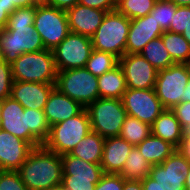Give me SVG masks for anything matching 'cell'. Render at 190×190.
Segmentation results:
<instances>
[{"label": "cell", "instance_id": "obj_1", "mask_svg": "<svg viewBox=\"0 0 190 190\" xmlns=\"http://www.w3.org/2000/svg\"><path fill=\"white\" fill-rule=\"evenodd\" d=\"M0 129L25 140L33 148L47 139L50 125L44 110L24 109L12 97L0 100Z\"/></svg>", "mask_w": 190, "mask_h": 190}, {"label": "cell", "instance_id": "obj_2", "mask_svg": "<svg viewBox=\"0 0 190 190\" xmlns=\"http://www.w3.org/2000/svg\"><path fill=\"white\" fill-rule=\"evenodd\" d=\"M18 172L28 190H45L62 184V159L43 145L34 147Z\"/></svg>", "mask_w": 190, "mask_h": 190}, {"label": "cell", "instance_id": "obj_3", "mask_svg": "<svg viewBox=\"0 0 190 190\" xmlns=\"http://www.w3.org/2000/svg\"><path fill=\"white\" fill-rule=\"evenodd\" d=\"M13 81L56 84L57 68L52 50L23 53L11 64Z\"/></svg>", "mask_w": 190, "mask_h": 190}, {"label": "cell", "instance_id": "obj_4", "mask_svg": "<svg viewBox=\"0 0 190 190\" xmlns=\"http://www.w3.org/2000/svg\"><path fill=\"white\" fill-rule=\"evenodd\" d=\"M91 131L89 114L84 108L78 115L50 126L43 146L60 156L70 151Z\"/></svg>", "mask_w": 190, "mask_h": 190}, {"label": "cell", "instance_id": "obj_5", "mask_svg": "<svg viewBox=\"0 0 190 190\" xmlns=\"http://www.w3.org/2000/svg\"><path fill=\"white\" fill-rule=\"evenodd\" d=\"M130 21L116 10L107 12L91 38L93 49L111 53L120 59L125 55Z\"/></svg>", "mask_w": 190, "mask_h": 190}, {"label": "cell", "instance_id": "obj_6", "mask_svg": "<svg viewBox=\"0 0 190 190\" xmlns=\"http://www.w3.org/2000/svg\"><path fill=\"white\" fill-rule=\"evenodd\" d=\"M41 36L34 25L6 26L0 30V58L12 64L23 53L44 50Z\"/></svg>", "mask_w": 190, "mask_h": 190}, {"label": "cell", "instance_id": "obj_7", "mask_svg": "<svg viewBox=\"0 0 190 190\" xmlns=\"http://www.w3.org/2000/svg\"><path fill=\"white\" fill-rule=\"evenodd\" d=\"M86 110L89 114L91 130L103 138L119 136L127 116L121 99L98 98Z\"/></svg>", "mask_w": 190, "mask_h": 190}, {"label": "cell", "instance_id": "obj_8", "mask_svg": "<svg viewBox=\"0 0 190 190\" xmlns=\"http://www.w3.org/2000/svg\"><path fill=\"white\" fill-rule=\"evenodd\" d=\"M55 87L84 108L99 98L98 78L85 67L58 71Z\"/></svg>", "mask_w": 190, "mask_h": 190}, {"label": "cell", "instance_id": "obj_9", "mask_svg": "<svg viewBox=\"0 0 190 190\" xmlns=\"http://www.w3.org/2000/svg\"><path fill=\"white\" fill-rule=\"evenodd\" d=\"M33 25L47 50L53 51L70 33L66 11L41 2L36 5Z\"/></svg>", "mask_w": 190, "mask_h": 190}, {"label": "cell", "instance_id": "obj_10", "mask_svg": "<svg viewBox=\"0 0 190 190\" xmlns=\"http://www.w3.org/2000/svg\"><path fill=\"white\" fill-rule=\"evenodd\" d=\"M190 78V64H174L158 70L155 93L165 109H172L182 102Z\"/></svg>", "mask_w": 190, "mask_h": 190}, {"label": "cell", "instance_id": "obj_11", "mask_svg": "<svg viewBox=\"0 0 190 190\" xmlns=\"http://www.w3.org/2000/svg\"><path fill=\"white\" fill-rule=\"evenodd\" d=\"M92 50L90 37L70 32L53 50L57 71L85 67Z\"/></svg>", "mask_w": 190, "mask_h": 190}, {"label": "cell", "instance_id": "obj_12", "mask_svg": "<svg viewBox=\"0 0 190 190\" xmlns=\"http://www.w3.org/2000/svg\"><path fill=\"white\" fill-rule=\"evenodd\" d=\"M189 170L190 161L176 149L161 164L152 165L149 176L161 190H186L185 177Z\"/></svg>", "mask_w": 190, "mask_h": 190}, {"label": "cell", "instance_id": "obj_13", "mask_svg": "<svg viewBox=\"0 0 190 190\" xmlns=\"http://www.w3.org/2000/svg\"><path fill=\"white\" fill-rule=\"evenodd\" d=\"M121 100L128 116L150 126L165 110L154 89H127Z\"/></svg>", "mask_w": 190, "mask_h": 190}, {"label": "cell", "instance_id": "obj_14", "mask_svg": "<svg viewBox=\"0 0 190 190\" xmlns=\"http://www.w3.org/2000/svg\"><path fill=\"white\" fill-rule=\"evenodd\" d=\"M127 89H154L158 71L141 55L125 54L119 59Z\"/></svg>", "mask_w": 190, "mask_h": 190}, {"label": "cell", "instance_id": "obj_15", "mask_svg": "<svg viewBox=\"0 0 190 190\" xmlns=\"http://www.w3.org/2000/svg\"><path fill=\"white\" fill-rule=\"evenodd\" d=\"M163 33L164 31L150 14L131 19L125 54H140L151 40L160 37Z\"/></svg>", "mask_w": 190, "mask_h": 190}, {"label": "cell", "instance_id": "obj_16", "mask_svg": "<svg viewBox=\"0 0 190 190\" xmlns=\"http://www.w3.org/2000/svg\"><path fill=\"white\" fill-rule=\"evenodd\" d=\"M32 149L25 140L0 129V170L18 171Z\"/></svg>", "mask_w": 190, "mask_h": 190}, {"label": "cell", "instance_id": "obj_17", "mask_svg": "<svg viewBox=\"0 0 190 190\" xmlns=\"http://www.w3.org/2000/svg\"><path fill=\"white\" fill-rule=\"evenodd\" d=\"M55 84L13 81L11 96L24 109L44 110Z\"/></svg>", "mask_w": 190, "mask_h": 190}, {"label": "cell", "instance_id": "obj_18", "mask_svg": "<svg viewBox=\"0 0 190 190\" xmlns=\"http://www.w3.org/2000/svg\"><path fill=\"white\" fill-rule=\"evenodd\" d=\"M107 11L76 4L66 11L70 32L92 38Z\"/></svg>", "mask_w": 190, "mask_h": 190}, {"label": "cell", "instance_id": "obj_19", "mask_svg": "<svg viewBox=\"0 0 190 190\" xmlns=\"http://www.w3.org/2000/svg\"><path fill=\"white\" fill-rule=\"evenodd\" d=\"M84 107L54 87L44 107V114L50 126L78 115Z\"/></svg>", "mask_w": 190, "mask_h": 190}, {"label": "cell", "instance_id": "obj_20", "mask_svg": "<svg viewBox=\"0 0 190 190\" xmlns=\"http://www.w3.org/2000/svg\"><path fill=\"white\" fill-rule=\"evenodd\" d=\"M133 145L120 136L105 138L101 167L104 173L119 174Z\"/></svg>", "mask_w": 190, "mask_h": 190}, {"label": "cell", "instance_id": "obj_21", "mask_svg": "<svg viewBox=\"0 0 190 190\" xmlns=\"http://www.w3.org/2000/svg\"><path fill=\"white\" fill-rule=\"evenodd\" d=\"M151 134L170 142L177 149L182 143L183 128L170 109H165L151 125Z\"/></svg>", "mask_w": 190, "mask_h": 190}, {"label": "cell", "instance_id": "obj_22", "mask_svg": "<svg viewBox=\"0 0 190 190\" xmlns=\"http://www.w3.org/2000/svg\"><path fill=\"white\" fill-rule=\"evenodd\" d=\"M62 159V176L82 179H101L104 174L100 164L89 163L75 156L64 154Z\"/></svg>", "mask_w": 190, "mask_h": 190}, {"label": "cell", "instance_id": "obj_23", "mask_svg": "<svg viewBox=\"0 0 190 190\" xmlns=\"http://www.w3.org/2000/svg\"><path fill=\"white\" fill-rule=\"evenodd\" d=\"M144 159L151 165L161 164L177 148L170 142L150 134L140 144L136 145Z\"/></svg>", "mask_w": 190, "mask_h": 190}, {"label": "cell", "instance_id": "obj_24", "mask_svg": "<svg viewBox=\"0 0 190 190\" xmlns=\"http://www.w3.org/2000/svg\"><path fill=\"white\" fill-rule=\"evenodd\" d=\"M97 78L99 98L122 99L127 90V84L119 65Z\"/></svg>", "mask_w": 190, "mask_h": 190}, {"label": "cell", "instance_id": "obj_25", "mask_svg": "<svg viewBox=\"0 0 190 190\" xmlns=\"http://www.w3.org/2000/svg\"><path fill=\"white\" fill-rule=\"evenodd\" d=\"M105 138L95 131L89 133L70 151V155L89 163L100 164Z\"/></svg>", "mask_w": 190, "mask_h": 190}, {"label": "cell", "instance_id": "obj_26", "mask_svg": "<svg viewBox=\"0 0 190 190\" xmlns=\"http://www.w3.org/2000/svg\"><path fill=\"white\" fill-rule=\"evenodd\" d=\"M157 71L176 64L160 37L151 40L140 53Z\"/></svg>", "mask_w": 190, "mask_h": 190}, {"label": "cell", "instance_id": "obj_27", "mask_svg": "<svg viewBox=\"0 0 190 190\" xmlns=\"http://www.w3.org/2000/svg\"><path fill=\"white\" fill-rule=\"evenodd\" d=\"M161 38L176 64H190V44L185 40L183 35L164 31Z\"/></svg>", "mask_w": 190, "mask_h": 190}, {"label": "cell", "instance_id": "obj_28", "mask_svg": "<svg viewBox=\"0 0 190 190\" xmlns=\"http://www.w3.org/2000/svg\"><path fill=\"white\" fill-rule=\"evenodd\" d=\"M151 167L152 165L144 159L138 148L133 146L119 174L124 179L141 180L150 174Z\"/></svg>", "mask_w": 190, "mask_h": 190}, {"label": "cell", "instance_id": "obj_29", "mask_svg": "<svg viewBox=\"0 0 190 190\" xmlns=\"http://www.w3.org/2000/svg\"><path fill=\"white\" fill-rule=\"evenodd\" d=\"M150 134L151 126L149 124L127 115L119 136L133 146H136Z\"/></svg>", "mask_w": 190, "mask_h": 190}, {"label": "cell", "instance_id": "obj_30", "mask_svg": "<svg viewBox=\"0 0 190 190\" xmlns=\"http://www.w3.org/2000/svg\"><path fill=\"white\" fill-rule=\"evenodd\" d=\"M119 65V58L115 55L93 49L85 68L94 76L99 77L105 72L113 70Z\"/></svg>", "mask_w": 190, "mask_h": 190}, {"label": "cell", "instance_id": "obj_31", "mask_svg": "<svg viewBox=\"0 0 190 190\" xmlns=\"http://www.w3.org/2000/svg\"><path fill=\"white\" fill-rule=\"evenodd\" d=\"M157 0H116L115 10L128 19L141 18L150 14Z\"/></svg>", "mask_w": 190, "mask_h": 190}, {"label": "cell", "instance_id": "obj_32", "mask_svg": "<svg viewBox=\"0 0 190 190\" xmlns=\"http://www.w3.org/2000/svg\"><path fill=\"white\" fill-rule=\"evenodd\" d=\"M177 6L170 0H157L150 15L155 19L163 31H168L173 22Z\"/></svg>", "mask_w": 190, "mask_h": 190}, {"label": "cell", "instance_id": "obj_33", "mask_svg": "<svg viewBox=\"0 0 190 190\" xmlns=\"http://www.w3.org/2000/svg\"><path fill=\"white\" fill-rule=\"evenodd\" d=\"M36 5L17 8L8 18L6 26L26 25L31 26L35 20Z\"/></svg>", "mask_w": 190, "mask_h": 190}, {"label": "cell", "instance_id": "obj_34", "mask_svg": "<svg viewBox=\"0 0 190 190\" xmlns=\"http://www.w3.org/2000/svg\"><path fill=\"white\" fill-rule=\"evenodd\" d=\"M0 190H28L18 171L0 170Z\"/></svg>", "mask_w": 190, "mask_h": 190}, {"label": "cell", "instance_id": "obj_35", "mask_svg": "<svg viewBox=\"0 0 190 190\" xmlns=\"http://www.w3.org/2000/svg\"><path fill=\"white\" fill-rule=\"evenodd\" d=\"M190 23V6H177L173 22L168 31L183 34Z\"/></svg>", "mask_w": 190, "mask_h": 190}, {"label": "cell", "instance_id": "obj_36", "mask_svg": "<svg viewBox=\"0 0 190 190\" xmlns=\"http://www.w3.org/2000/svg\"><path fill=\"white\" fill-rule=\"evenodd\" d=\"M12 83L11 64L0 58V100L11 96Z\"/></svg>", "mask_w": 190, "mask_h": 190}, {"label": "cell", "instance_id": "obj_37", "mask_svg": "<svg viewBox=\"0 0 190 190\" xmlns=\"http://www.w3.org/2000/svg\"><path fill=\"white\" fill-rule=\"evenodd\" d=\"M100 179L73 178V176H62V185L66 190H94Z\"/></svg>", "mask_w": 190, "mask_h": 190}, {"label": "cell", "instance_id": "obj_38", "mask_svg": "<svg viewBox=\"0 0 190 190\" xmlns=\"http://www.w3.org/2000/svg\"><path fill=\"white\" fill-rule=\"evenodd\" d=\"M123 177L120 174L104 173L94 190H122Z\"/></svg>", "mask_w": 190, "mask_h": 190}, {"label": "cell", "instance_id": "obj_39", "mask_svg": "<svg viewBox=\"0 0 190 190\" xmlns=\"http://www.w3.org/2000/svg\"><path fill=\"white\" fill-rule=\"evenodd\" d=\"M171 111L177 117L182 128L190 124V102H181L175 105Z\"/></svg>", "mask_w": 190, "mask_h": 190}, {"label": "cell", "instance_id": "obj_40", "mask_svg": "<svg viewBox=\"0 0 190 190\" xmlns=\"http://www.w3.org/2000/svg\"><path fill=\"white\" fill-rule=\"evenodd\" d=\"M78 3L83 6L96 8L111 12L115 10L116 0H78Z\"/></svg>", "mask_w": 190, "mask_h": 190}, {"label": "cell", "instance_id": "obj_41", "mask_svg": "<svg viewBox=\"0 0 190 190\" xmlns=\"http://www.w3.org/2000/svg\"><path fill=\"white\" fill-rule=\"evenodd\" d=\"M6 2H7V13L10 15L17 8L38 5L41 2V0H6Z\"/></svg>", "mask_w": 190, "mask_h": 190}, {"label": "cell", "instance_id": "obj_42", "mask_svg": "<svg viewBox=\"0 0 190 190\" xmlns=\"http://www.w3.org/2000/svg\"><path fill=\"white\" fill-rule=\"evenodd\" d=\"M41 3L67 11L78 4V0H41Z\"/></svg>", "mask_w": 190, "mask_h": 190}, {"label": "cell", "instance_id": "obj_43", "mask_svg": "<svg viewBox=\"0 0 190 190\" xmlns=\"http://www.w3.org/2000/svg\"><path fill=\"white\" fill-rule=\"evenodd\" d=\"M122 190H143L142 181L135 179H124L123 178V189Z\"/></svg>", "mask_w": 190, "mask_h": 190}, {"label": "cell", "instance_id": "obj_44", "mask_svg": "<svg viewBox=\"0 0 190 190\" xmlns=\"http://www.w3.org/2000/svg\"><path fill=\"white\" fill-rule=\"evenodd\" d=\"M9 14L7 13L6 0H0V30L6 27Z\"/></svg>", "mask_w": 190, "mask_h": 190}, {"label": "cell", "instance_id": "obj_45", "mask_svg": "<svg viewBox=\"0 0 190 190\" xmlns=\"http://www.w3.org/2000/svg\"><path fill=\"white\" fill-rule=\"evenodd\" d=\"M143 190H161L157 181L152 179L149 175L141 179Z\"/></svg>", "mask_w": 190, "mask_h": 190}, {"label": "cell", "instance_id": "obj_46", "mask_svg": "<svg viewBox=\"0 0 190 190\" xmlns=\"http://www.w3.org/2000/svg\"><path fill=\"white\" fill-rule=\"evenodd\" d=\"M178 149L190 161V137H184Z\"/></svg>", "mask_w": 190, "mask_h": 190}, {"label": "cell", "instance_id": "obj_47", "mask_svg": "<svg viewBox=\"0 0 190 190\" xmlns=\"http://www.w3.org/2000/svg\"><path fill=\"white\" fill-rule=\"evenodd\" d=\"M184 96L182 97V102H190V78L184 90Z\"/></svg>", "mask_w": 190, "mask_h": 190}, {"label": "cell", "instance_id": "obj_48", "mask_svg": "<svg viewBox=\"0 0 190 190\" xmlns=\"http://www.w3.org/2000/svg\"><path fill=\"white\" fill-rule=\"evenodd\" d=\"M176 6H190V0H170Z\"/></svg>", "mask_w": 190, "mask_h": 190}, {"label": "cell", "instance_id": "obj_49", "mask_svg": "<svg viewBox=\"0 0 190 190\" xmlns=\"http://www.w3.org/2000/svg\"><path fill=\"white\" fill-rule=\"evenodd\" d=\"M182 35L185 38V40L190 44V23L187 26V28L184 30Z\"/></svg>", "mask_w": 190, "mask_h": 190}, {"label": "cell", "instance_id": "obj_50", "mask_svg": "<svg viewBox=\"0 0 190 190\" xmlns=\"http://www.w3.org/2000/svg\"><path fill=\"white\" fill-rule=\"evenodd\" d=\"M185 189L190 190V170L187 172L185 177Z\"/></svg>", "mask_w": 190, "mask_h": 190}, {"label": "cell", "instance_id": "obj_51", "mask_svg": "<svg viewBox=\"0 0 190 190\" xmlns=\"http://www.w3.org/2000/svg\"><path fill=\"white\" fill-rule=\"evenodd\" d=\"M183 137L189 138L190 137V124L183 128Z\"/></svg>", "mask_w": 190, "mask_h": 190}, {"label": "cell", "instance_id": "obj_52", "mask_svg": "<svg viewBox=\"0 0 190 190\" xmlns=\"http://www.w3.org/2000/svg\"><path fill=\"white\" fill-rule=\"evenodd\" d=\"M45 190H66L65 187L62 184L47 188Z\"/></svg>", "mask_w": 190, "mask_h": 190}]
</instances>
